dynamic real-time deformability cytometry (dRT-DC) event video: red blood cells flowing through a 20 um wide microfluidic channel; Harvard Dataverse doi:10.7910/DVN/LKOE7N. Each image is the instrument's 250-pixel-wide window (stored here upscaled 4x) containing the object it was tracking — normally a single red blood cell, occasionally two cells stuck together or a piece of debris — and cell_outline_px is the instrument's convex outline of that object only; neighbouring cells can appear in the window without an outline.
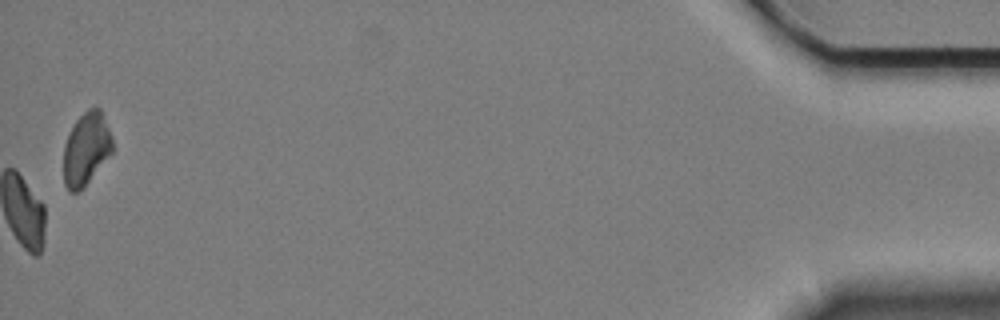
{"species": "Egyptian fruit bat (a non-hibernating species)", "species_latin": "Rousettus aegyptiacus", "temperature_condition": "cold", "stored_images_in_passage": 58, "camera_frame_rate_fps": 3000, "um_per_image_px": 0.085, "animal": {"sex": "female"}, "frame": {"image": 1, "passage_image": 58, "time_ms": 19.0, "image_size_px": [1000, 320], "cell_outline_px": [[116, 148], [88, 180], [76, 192], [68, 192], [64, 184], [64, 144], [76, 120], [88, 108], [100, 108], [112, 136]], "centroid_in_image_um": [7.34, 12.62], "position_along_channel_um": 427.9, "area_um2": 20.46}, "authors_computed_cell_mechanics": {"area_um2": 20.6635, "velocity_mm_per_s": 3.3929, "shape_relaxation_time_tau1_ms": 8.1655, "shape_relaxation_time_tau2_ms": 10.9888, "deformation_change_tau1": 0.1781, "deformation_change_tau2": 0.1823}}